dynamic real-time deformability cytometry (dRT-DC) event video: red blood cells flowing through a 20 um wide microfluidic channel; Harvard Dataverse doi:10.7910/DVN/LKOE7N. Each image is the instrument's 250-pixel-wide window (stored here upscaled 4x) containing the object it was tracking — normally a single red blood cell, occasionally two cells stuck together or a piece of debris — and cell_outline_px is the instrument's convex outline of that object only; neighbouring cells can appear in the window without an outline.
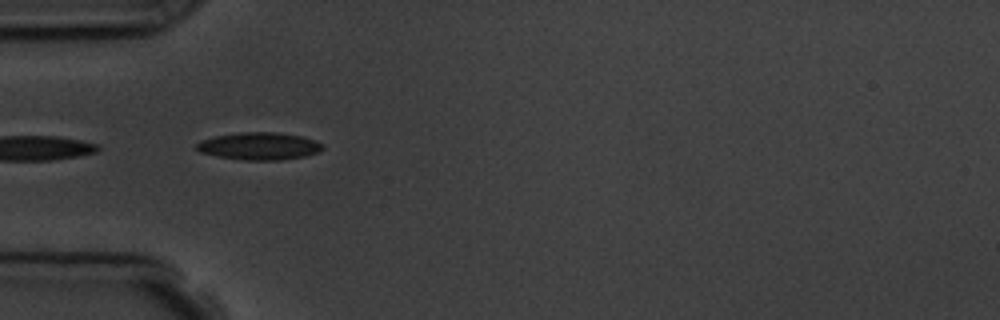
{"species": "common noctule bat (a hibernating species)", "species_latin": "Nyctalus noctula", "temperature_condition": "room temperature", "stored_images_in_passage": 3, "camera_frame_rate_fps": 3000, "um_per_image_px": 0.085, "animal": {"sex": "male", "body_mass_g": 19.5, "forearm_length_mm": 54.6}, "frame": {"image": 1, "passage_image": 2, "time_ms": 1.333, "image_size_px": [1000, 320], "cell_outline_px": [[324, 148], [320, 152], [304, 156], [280, 160], [244, 160], [216, 156], [200, 152], [196, 148], [196, 144], [200, 140], [216, 136], [240, 132], [276, 132], [304, 136], [316, 140], [324, 144]], "centroid_in_image_um": [22.07, 12.41], "position_along_channel_um": 62.9, "area_um2": 20.35}}